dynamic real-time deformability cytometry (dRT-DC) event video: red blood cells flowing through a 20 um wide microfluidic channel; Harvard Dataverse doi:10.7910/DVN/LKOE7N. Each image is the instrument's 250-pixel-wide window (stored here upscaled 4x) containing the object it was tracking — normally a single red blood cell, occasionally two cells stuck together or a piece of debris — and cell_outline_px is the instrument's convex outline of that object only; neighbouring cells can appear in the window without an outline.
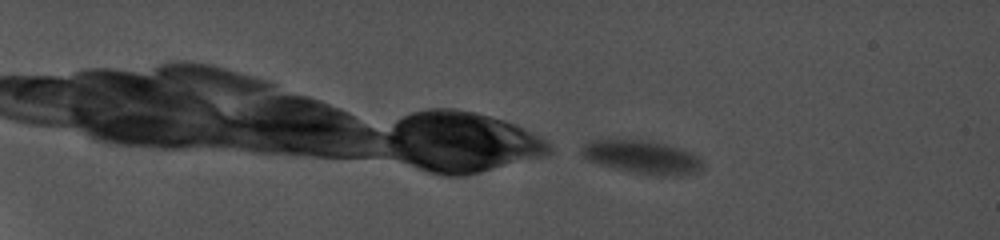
{"species": "common noctule bat (a hibernating species)", "species_latin": "Nyctalus noctula", "temperature_condition": "cold", "stored_images_in_passage": 84, "camera_frame_rate_fps": 5000, "um_per_image_px": 0.085, "animal": {"sex": "female", "body_mass_g": 19.0, "forearm_length_mm": 56.7}, "frame": {"image": 1, "passage_image": 5, "time_ms": 0.8, "image_size_px": [1000, 240], "cell_outline_px": [[704, 168], [700, 172], [684, 176], [660, 176], [632, 172], [600, 164], [588, 160], [580, 152], [584, 144], [592, 140], [648, 140], [680, 148], [692, 152], [704, 164]], "centroid_in_image_um": [54.66, 13.37], "position_along_channel_um": 30.3, "area_um2": 23.52}}
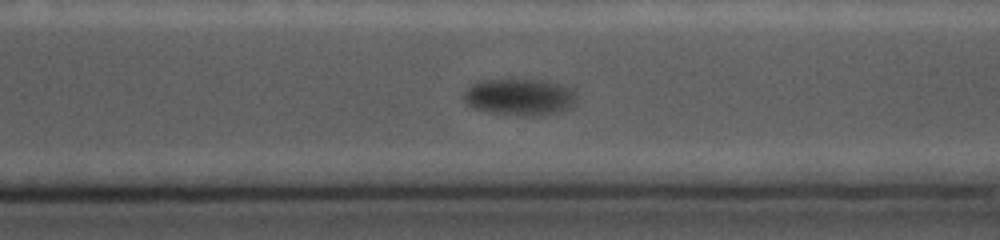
{"frame": {"image": 2, "passage_image": 69, "time_ms": 13.6, "image_size_px": [1000, 240], "cell_outline_px": [[576, 100], [572, 108], [540, 116], [524, 116], [492, 112], [476, 108], [468, 104], [464, 100], [464, 92], [472, 84], [484, 80], [548, 80], [560, 84], [568, 88], [576, 96]], "centroid_in_image_um": [44.2, 8.25], "position_along_channel_um": 326.4, "area_um2": 23.87}}
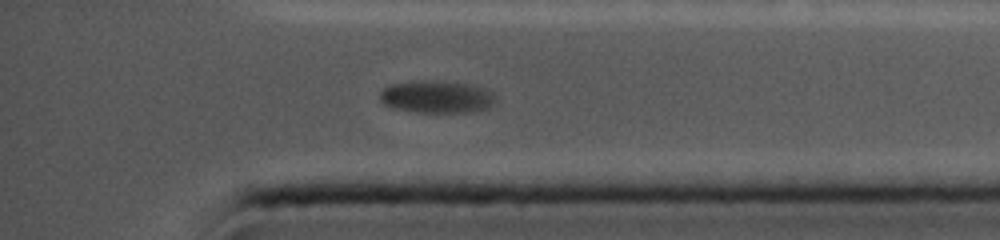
{"frame": {"image": 3, "passage_image": 79, "time_ms": 15.6, "image_size_px": [1000, 240], "cell_outline_px": [[496, 100], [488, 108], [468, 112], [416, 112], [392, 108], [384, 104], [380, 100], [380, 92], [384, 88], [392, 84], [412, 80], [432, 80], [468, 84], [484, 88], [492, 92], [496, 96]], "centroid_in_image_um": [37.1, 8.22], "position_along_channel_um": 398.1, "area_um2": 21.96}, "authors_computed_cell_mechanics": {"area_um2": 24.5361, "velocity_mm_per_s": 3.5225, "shape_relaxation_time_tau1_ms": 7.6442, "shape_relaxation_time_tau2_ms": null, "deformation_change_tau1": 0.1945, "deformation_change_tau2": null}}